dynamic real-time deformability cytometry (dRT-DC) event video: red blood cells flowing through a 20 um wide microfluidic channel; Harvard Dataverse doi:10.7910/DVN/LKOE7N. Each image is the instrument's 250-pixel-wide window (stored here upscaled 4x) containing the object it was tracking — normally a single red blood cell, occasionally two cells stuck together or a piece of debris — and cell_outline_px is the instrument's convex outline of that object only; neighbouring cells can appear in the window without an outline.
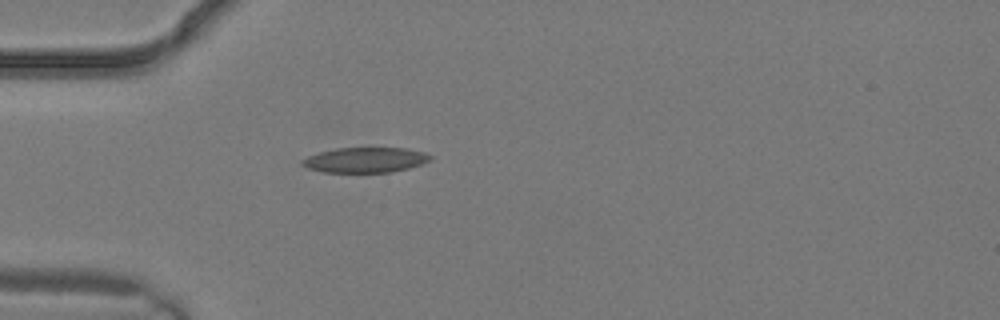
{"species": "common noctule bat (a hibernating species)", "species_latin": "Nyctalus noctula", "temperature_condition": "warm", "stored_images_in_passage": 1, "camera_frame_rate_fps": 3000, "um_per_image_px": 0.085, "animal": {"sex": "male", "body_mass_g": 19.2, "forearm_length_mm": 51.8}, "frame": {"image": 1, "passage_image": 1, "time_ms": 0.0, "image_size_px": [1000, 320], "cell_outline_px": [[432, 160], [424, 164], [392, 172], [324, 172], [308, 168], [300, 164], [300, 160], [308, 156], [320, 152], [336, 148], [408, 148], [424, 152], [432, 156]], "centroid_in_image_um": [31.08, 13.59], "position_along_channel_um": 53.9, "area_um2": 18.9}}